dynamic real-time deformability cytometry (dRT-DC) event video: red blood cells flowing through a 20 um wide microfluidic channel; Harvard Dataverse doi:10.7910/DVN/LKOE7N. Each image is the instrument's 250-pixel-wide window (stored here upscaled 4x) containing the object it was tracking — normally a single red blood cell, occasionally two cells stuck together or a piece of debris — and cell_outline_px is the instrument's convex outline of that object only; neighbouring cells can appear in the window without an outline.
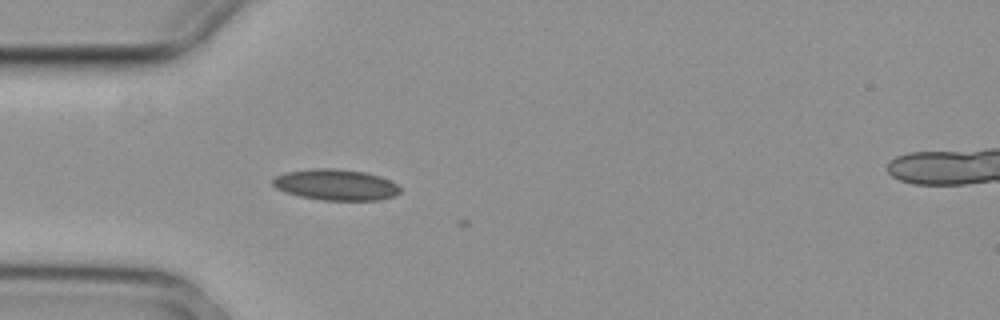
{"species": "common noctule bat (a hibernating species)", "species_latin": "Nyctalus noctula", "temperature_condition": "cold", "stored_images_in_passage": 2, "camera_frame_rate_fps": 3000, "um_per_image_px": 0.085, "animal": {"sex": "female", "body_mass_g": 29.2, "forearm_length_mm": 56.3}, "frame": {"image": 1, "passage_image": 1, "time_ms": 0.0, "image_size_px": [1000, 320], "cell_outline_px": [[400, 192], [396, 196], [380, 200], [324, 200], [300, 196], [284, 192], [276, 188], [272, 184], [272, 180], [276, 176], [284, 172], [316, 168], [336, 168], [364, 172], [380, 176], [396, 184], [400, 188]], "centroid_in_image_um": [28.53, 15.7], "position_along_channel_um": 56.5, "area_um2": 23.06}}